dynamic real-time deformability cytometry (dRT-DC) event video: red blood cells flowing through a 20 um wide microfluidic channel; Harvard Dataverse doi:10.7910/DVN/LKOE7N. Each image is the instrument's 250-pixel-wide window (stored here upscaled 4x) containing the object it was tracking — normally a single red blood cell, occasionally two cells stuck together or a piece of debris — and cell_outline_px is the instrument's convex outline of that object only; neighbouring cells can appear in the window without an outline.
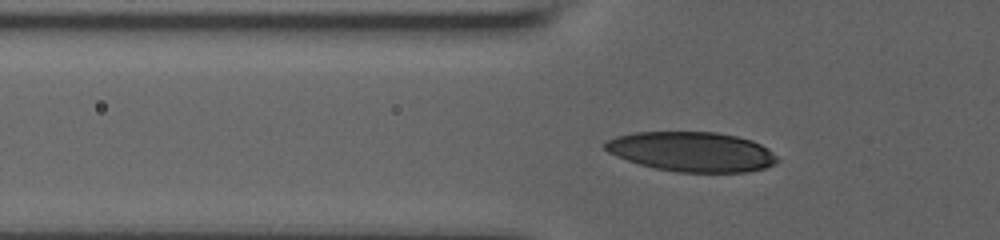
{"species": "human", "species_latin": "Homo sapiens", "temperature_condition": "room temperature", "stored_images_in_passage": 23, "camera_frame_rate_fps": 3000, "um_per_image_px": 0.085, "donor": {"sex": "male"}, "frame": {"image": 1, "passage_image": 16, "time_ms": 5.0, "image_size_px": [1000, 240], "cell_outline_px": [[780, 160], [776, 164], [764, 168], [744, 172], [676, 172], [656, 168], [640, 164], [616, 156], [608, 152], [604, 148], [604, 140], [616, 136], [636, 132], [716, 132], [736, 136], [752, 140], [768, 148]], "centroid_in_image_um": [58.8, 12.89], "position_along_channel_um": 67.0, "area_um2": 39.94}}
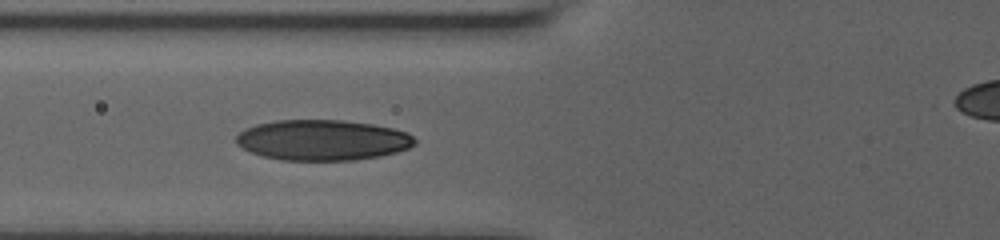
{"frame": {"image": 2, "passage_image": 19, "time_ms": 6.0, "image_size_px": [1000, 240], "cell_outline_px": [[416, 144], [408, 148], [396, 152], [380, 156], [356, 160], [280, 160], [264, 156], [252, 152], [236, 144], [236, 136], [244, 128], [256, 124], [276, 120], [340, 120], [372, 124], [392, 128], [408, 132], [416, 140]], "centroid_in_image_um": [27.42, 11.9], "position_along_channel_um": 98.4, "area_um2": 42.25}}
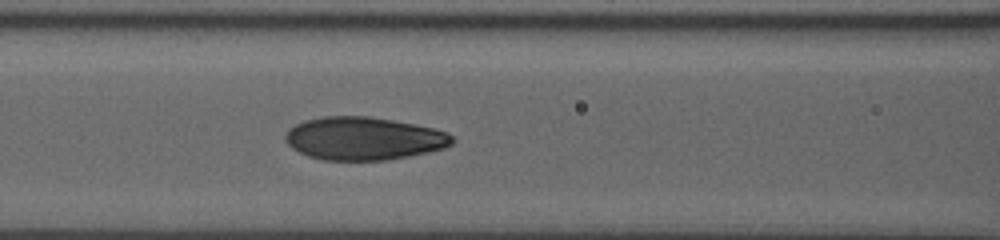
{"frame": {"image": 3, "passage_image": 22, "time_ms": 7.0, "image_size_px": [1000, 240], "cell_outline_px": [[456, 140], [452, 144], [444, 148], [428, 152], [388, 160], [324, 160], [308, 156], [292, 148], [284, 140], [284, 136], [288, 128], [304, 120], [324, 116], [368, 116], [416, 124], [448, 132]], "centroid_in_image_um": [30.91, 11.77], "position_along_channel_um": 135.7, "area_um2": 41.96}}